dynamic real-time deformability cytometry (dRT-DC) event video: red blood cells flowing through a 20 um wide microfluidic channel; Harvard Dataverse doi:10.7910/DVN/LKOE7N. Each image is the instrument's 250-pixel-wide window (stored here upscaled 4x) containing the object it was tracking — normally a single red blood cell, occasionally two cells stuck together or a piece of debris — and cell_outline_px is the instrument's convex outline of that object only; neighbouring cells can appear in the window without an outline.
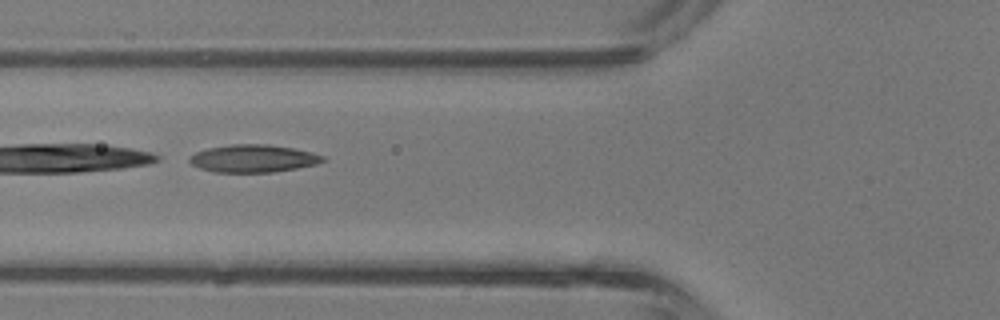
{"species": "common noctule bat (a hibernating species)", "species_latin": "Nyctalus noctula", "temperature_condition": "room temperature", "stored_images_in_passage": 30, "camera_frame_rate_fps": 3000, "um_per_image_px": 0.085, "animal": {"sex": "male", "body_mass_g": 13.3}, "frame": {"image": 1, "passage_image": 6, "time_ms": 1.667, "image_size_px": [1000, 320], "cell_outline_px": [[328, 160], [316, 164], [296, 168], [272, 172], [212, 172], [200, 168], [192, 164], [188, 160], [188, 156], [196, 152], [208, 148], [232, 144], [268, 144], [292, 148], [312, 152], [324, 156]], "centroid_in_image_um": [21.52, 13.47], "position_along_channel_um": 104.3, "area_um2": 21.5}}
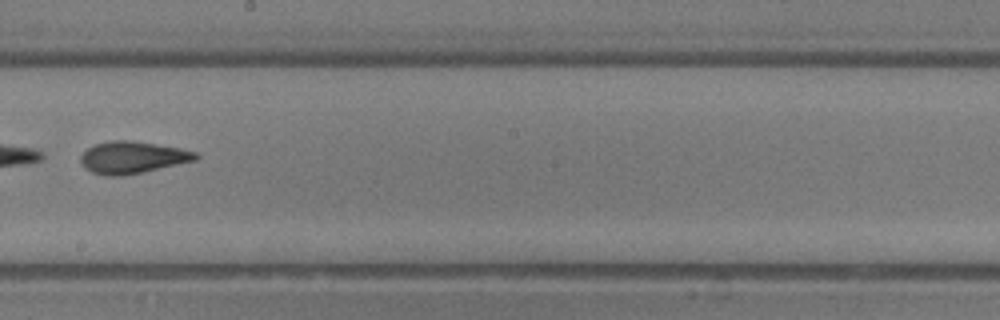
{"frame": {"image": 2, "passage_image": 14, "time_ms": 4.333, "image_size_px": [1000, 320], "cell_outline_px": [[200, 156], [196, 160], [144, 172], [124, 176], [104, 176], [92, 172], [84, 168], [80, 160], [80, 156], [88, 148], [96, 144], [112, 140], [128, 140], [180, 148], [196, 152]], "centroid_in_image_um": [11.25, 13.4], "position_along_channel_um": 237.0, "area_um2": 21.44}}
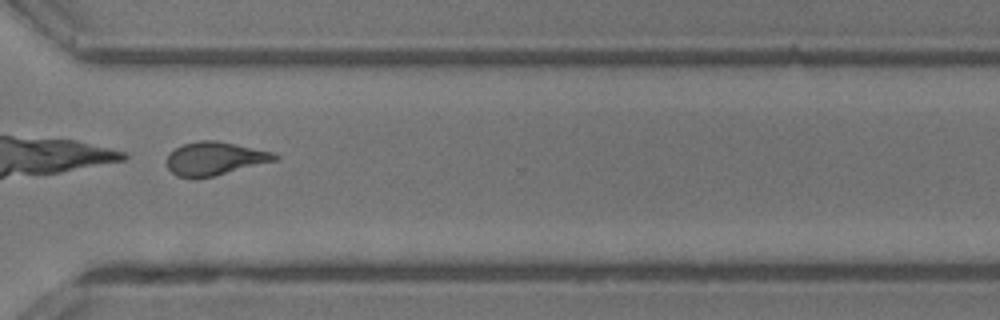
{"frame": {"image": 3, "passage_image": 21, "time_ms": 6.667, "image_size_px": [1000, 320], "cell_outline_px": [[280, 156], [276, 160], [196, 180], [176, 176], [168, 168], [168, 156], [176, 148], [184, 144], [200, 140], [216, 140], [236, 144], [272, 152]], "centroid_in_image_um": [18.23, 13.49], "position_along_channel_um": 352.4, "area_um2": 20.75}, "authors_computed_cell_mechanics": {"area_um2": 21.4727, "velocity_mm_per_s": 4.9661, "shape_relaxation_time_tau1_ms": 5.0784, "shape_relaxation_time_tau2_ms": 2.2675, "deformation_change_tau1": 0.1802, "deformation_change_tau2": 0.0996}}